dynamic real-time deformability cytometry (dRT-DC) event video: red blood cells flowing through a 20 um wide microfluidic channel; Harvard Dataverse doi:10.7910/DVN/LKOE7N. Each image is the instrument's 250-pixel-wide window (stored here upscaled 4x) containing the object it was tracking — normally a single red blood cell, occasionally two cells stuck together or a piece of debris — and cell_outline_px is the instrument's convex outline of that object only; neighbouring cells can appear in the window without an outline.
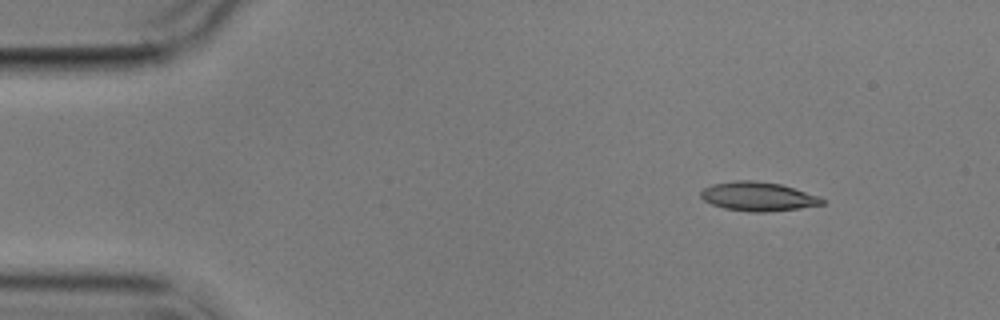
{"species": "common noctule bat (a hibernating species)", "species_latin": "Nyctalus noctula", "temperature_condition": "cold", "stored_images_in_passage": 9, "camera_frame_rate_fps": 3000, "um_per_image_px": 0.085, "animal": {"sex": "male", "body_mass_g": 17.9}, "frame": {"image": 1, "passage_image": 1, "time_ms": 0.0, "image_size_px": [1000, 320], "cell_outline_px": [[824, 204], [800, 208], [764, 212], [748, 212], [724, 208], [712, 204], [704, 200], [700, 196], [700, 192], [704, 188], [712, 184], [736, 180], [752, 180], [780, 184], [820, 196], [824, 200]], "centroid_in_image_um": [64.43, 16.7], "position_along_channel_um": 20.6, "area_um2": 20.46}}
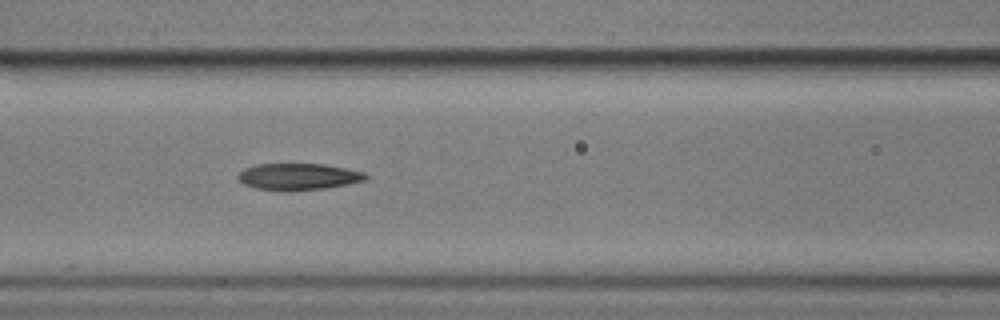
{"frame": {"image": 2, "passage_image": 6, "time_ms": 5.667, "image_size_px": [1000, 320], "cell_outline_px": [[368, 176], [364, 180], [348, 184], [324, 188], [288, 192], [256, 188], [244, 184], [236, 176], [244, 168], [256, 164], [324, 164], [364, 172]], "centroid_in_image_um": [25.33, 15.02], "position_along_channel_um": 141.3, "area_um2": 19.83}}
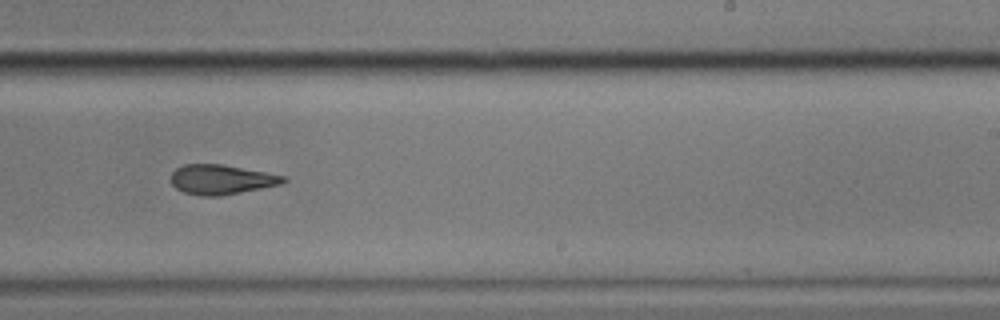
{"frame": {"image": 3, "passage_image": 9, "time_ms": 9.333, "image_size_px": [1000, 320], "cell_outline_px": [[288, 180], [284, 184], [220, 196], [200, 196], [184, 192], [176, 188], [172, 184], [172, 172], [176, 168], [184, 164], [220, 164], [288, 176]], "centroid_in_image_um": [18.86, 15.26], "position_along_channel_um": 270.1, "area_um2": 19.54}}